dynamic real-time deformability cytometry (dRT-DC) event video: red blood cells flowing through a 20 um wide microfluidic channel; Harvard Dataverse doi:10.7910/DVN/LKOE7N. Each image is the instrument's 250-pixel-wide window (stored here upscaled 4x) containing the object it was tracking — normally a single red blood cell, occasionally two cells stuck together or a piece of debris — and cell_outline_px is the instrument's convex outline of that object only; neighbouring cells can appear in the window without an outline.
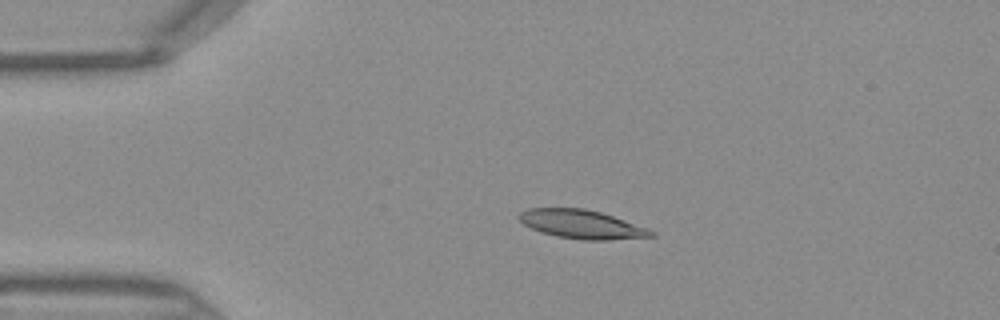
{"species": "Egyptian fruit bat (a non-hibernating species)", "species_latin": "Rousettus aegyptiacus", "temperature_condition": "warm", "stored_images_in_passage": 37, "camera_frame_rate_fps": 3000, "um_per_image_px": 0.085, "frame": {"image": 1, "passage_image": 1, "time_ms": 0.0, "image_size_px": [1000, 320], "cell_outline_px": [[656, 236], [608, 240], [584, 240], [556, 236], [540, 232], [524, 224], [516, 216], [520, 212], [528, 208], [584, 208], [600, 212], [648, 228], [656, 232]], "centroid_in_image_um": [49.44, 19.06], "position_along_channel_um": 35.6, "area_um2": 22.08}}
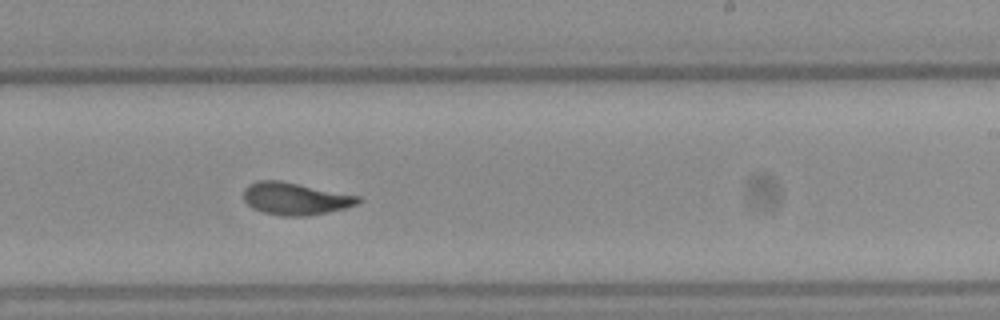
{"frame": {"image": 2, "passage_image": 19, "time_ms": 6.0, "image_size_px": [1000, 320], "cell_outline_px": [[360, 200], [356, 204], [344, 208], [328, 212], [308, 216], [280, 216], [264, 212], [252, 208], [244, 200], [244, 188], [248, 184], [256, 180], [280, 180], [360, 196]], "centroid_in_image_um": [25.06, 16.88], "position_along_channel_um": 263.9, "area_um2": 21.56}}
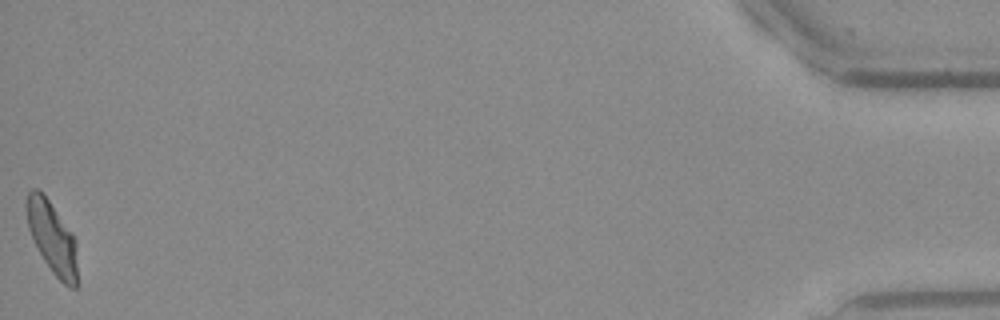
{"frame": {"image": 3, "passage_image": 37, "time_ms": 12.0, "image_size_px": [1000, 320], "cell_outline_px": [[76, 288], [68, 288], [52, 272], [44, 260], [28, 228], [24, 204], [28, 192], [32, 188], [36, 188], [48, 200], [72, 236], [76, 244]], "centroid_in_image_um": [4.39, 20.2], "position_along_channel_um": 430.8, "area_um2": 20.63}}